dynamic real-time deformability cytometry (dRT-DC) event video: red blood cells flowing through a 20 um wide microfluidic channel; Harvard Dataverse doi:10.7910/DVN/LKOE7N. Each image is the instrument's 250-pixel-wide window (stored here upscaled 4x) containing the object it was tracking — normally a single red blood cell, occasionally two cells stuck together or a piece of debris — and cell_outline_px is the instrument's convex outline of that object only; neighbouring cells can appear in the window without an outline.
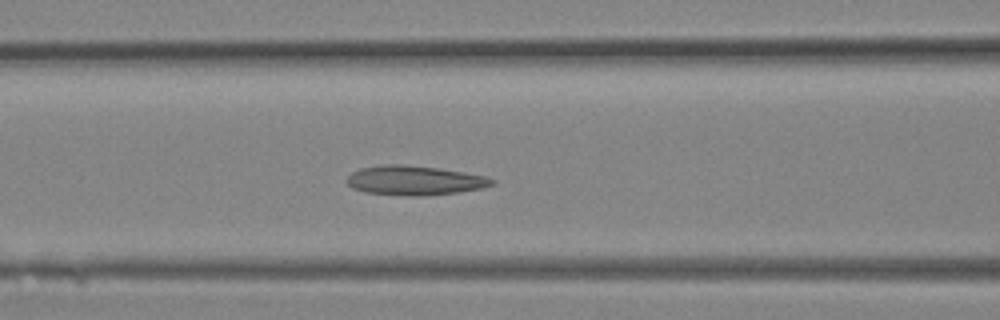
{"species": "Egyptian fruit bat (a non-hibernating species)", "species_latin": "Rousettus aegyptiacus", "temperature_condition": "room temperature", "stored_images_in_passage": 14, "camera_frame_rate_fps": 3000, "um_per_image_px": 0.085, "animal": {"sex": "female"}, "frame": {"image": 1, "passage_image": 12, "time_ms": 3.667, "image_size_px": [1000, 320], "cell_outline_px": [[496, 184], [480, 188], [456, 192], [420, 196], [412, 196], [364, 192], [352, 188], [348, 184], [348, 176], [352, 172], [360, 168], [384, 164], [400, 164], [436, 168], [464, 172], [484, 176], [496, 180]], "centroid_in_image_um": [35.22, 15.33], "position_along_channel_um": 131.4, "area_um2": 24.62}}
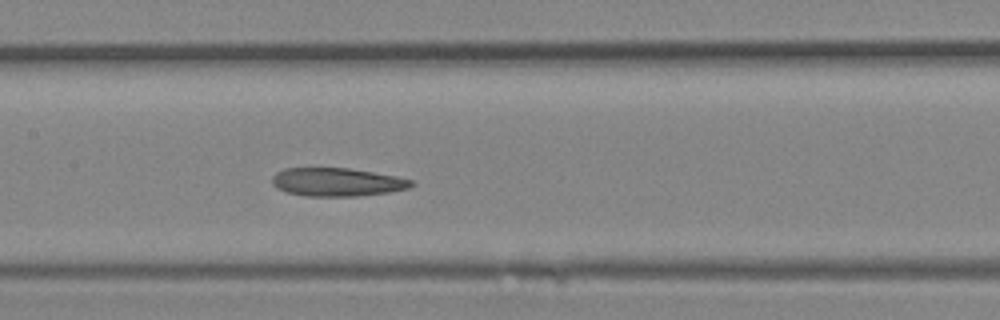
{"frame": {"image": 2, "passage_image": 14, "time_ms": 4.333, "image_size_px": [1000, 320], "cell_outline_px": [[416, 184], [408, 188], [388, 192], [360, 196], [304, 196], [288, 192], [276, 188], [272, 184], [272, 176], [276, 172], [284, 168], [348, 168], [396, 176], [416, 180]], "centroid_in_image_um": [28.66, 15.47], "position_along_channel_um": 178.7, "area_um2": 23.12}}